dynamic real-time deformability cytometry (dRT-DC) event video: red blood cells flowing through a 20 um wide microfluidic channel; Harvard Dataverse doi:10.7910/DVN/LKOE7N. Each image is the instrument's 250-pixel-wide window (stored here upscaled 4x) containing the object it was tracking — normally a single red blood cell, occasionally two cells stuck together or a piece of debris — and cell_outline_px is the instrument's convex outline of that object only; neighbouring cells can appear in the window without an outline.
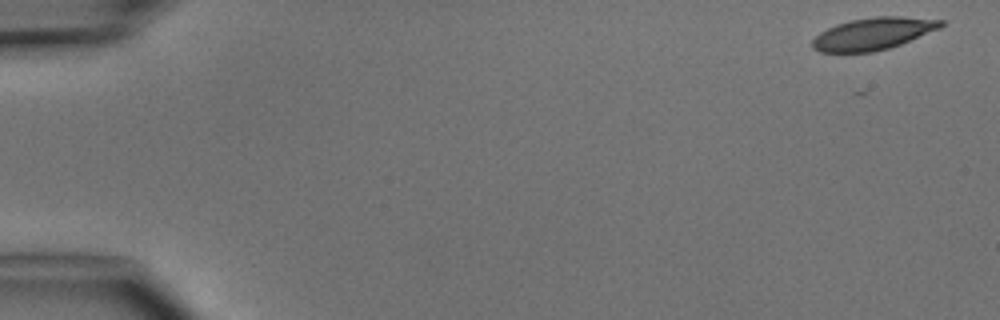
{"species": "common noctule bat (a hibernating species)", "species_latin": "Nyctalus noctula", "temperature_condition": "cold", "stored_images_in_passage": 5, "camera_frame_rate_fps": 3000, "um_per_image_px": 0.085, "animal": {"sex": "male", "body_mass_g": 15.6}, "frame": {"image": 1, "passage_image": 1, "time_ms": 0.0, "image_size_px": [1000, 320], "cell_outline_px": [[944, 24], [940, 28], [900, 44], [888, 48], [872, 52], [820, 52], [812, 48], [812, 40], [820, 32], [836, 24], [852, 20], [876, 16], [900, 16], [944, 20]], "centroid_in_image_um": [74.2, 2.86], "position_along_channel_um": 10.8, "area_um2": 23.87}}
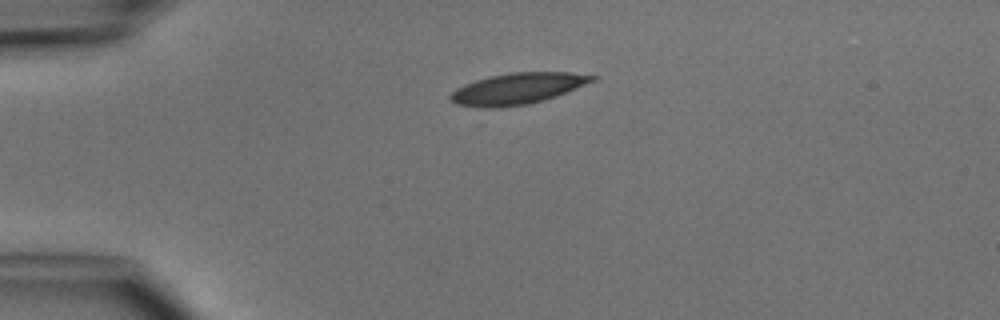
{"frame": {"image": 2, "passage_image": 4, "time_ms": 3.333, "image_size_px": [1000, 320], "cell_outline_px": [[596, 80], [556, 96], [544, 100], [528, 104], [500, 108], [480, 108], [456, 104], [448, 100], [448, 96], [456, 88], [464, 84], [488, 76], [508, 72], [568, 72], [596, 76]], "centroid_in_image_um": [43.92, 7.54], "position_along_channel_um": 41.1, "area_um2": 26.01}}